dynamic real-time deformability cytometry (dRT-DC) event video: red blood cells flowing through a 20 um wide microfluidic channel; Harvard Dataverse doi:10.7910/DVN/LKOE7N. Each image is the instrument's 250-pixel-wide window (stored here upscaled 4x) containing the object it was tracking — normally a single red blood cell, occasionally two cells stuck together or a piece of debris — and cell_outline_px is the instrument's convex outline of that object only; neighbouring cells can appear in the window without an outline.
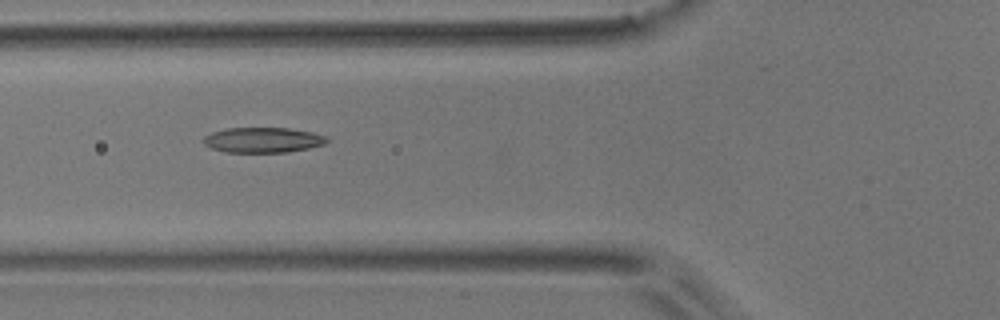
{"species": "common noctule bat (a hibernating species)", "species_latin": "Nyctalus noctula", "temperature_condition": "room temperature", "stored_images_in_passage": 8, "camera_frame_rate_fps": 3000, "um_per_image_px": 0.085, "animal": {"sex": "male", "body_mass_g": 17.9}, "frame": {"image": 1, "passage_image": 4, "time_ms": 1.0, "image_size_px": [1000, 320], "cell_outline_px": [[328, 140], [324, 144], [308, 148], [288, 152], [224, 152], [212, 148], [204, 144], [204, 136], [212, 132], [224, 128], [288, 128], [312, 132], [328, 136]], "centroid_in_image_um": [22.35, 11.89], "position_along_channel_um": 103.5, "area_um2": 18.15}}
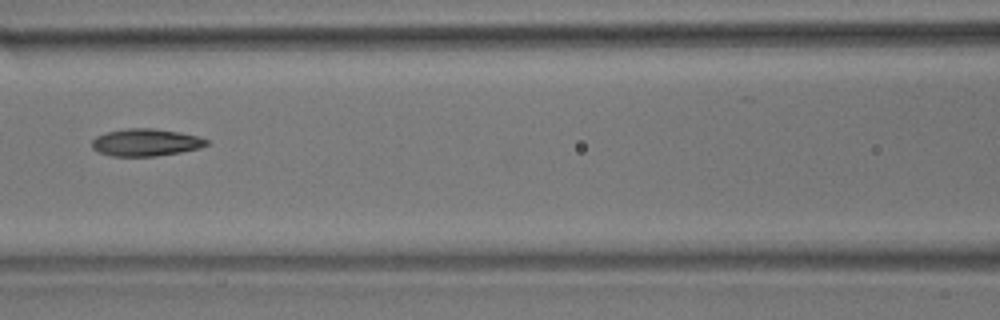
{"frame": {"image": 2, "passage_image": 5, "time_ms": 1.333, "image_size_px": [1000, 320], "cell_outline_px": [[208, 144], [200, 148], [180, 152], [156, 156], [112, 156], [100, 152], [92, 148], [92, 140], [96, 136], [104, 132], [128, 128], [152, 128], [180, 132], [196, 136], [208, 140]], "centroid_in_image_um": [12.37, 12.1], "position_along_channel_um": 154.2, "area_um2": 18.21}}
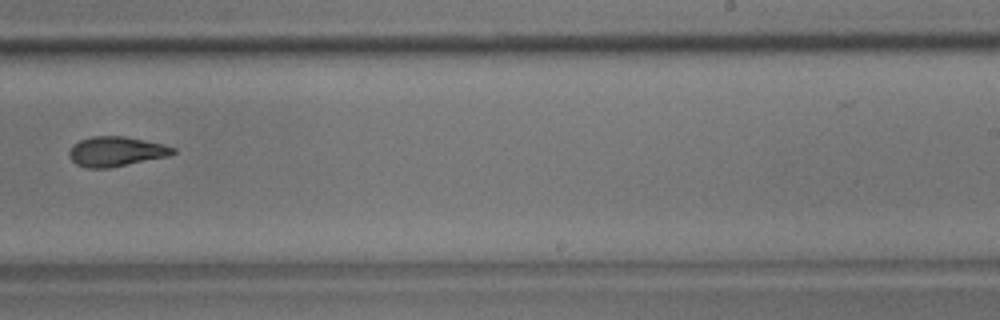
{"frame": {"image": 3, "passage_image": 8, "time_ms": 2.333, "image_size_px": [1000, 320], "cell_outline_px": [[176, 152], [168, 156], [108, 168], [88, 168], [76, 164], [68, 156], [68, 152], [72, 144], [80, 140], [92, 136], [124, 136], [164, 144], [176, 148]], "centroid_in_image_um": [9.84, 12.87], "position_along_channel_um": 279.2, "area_um2": 18.03}}